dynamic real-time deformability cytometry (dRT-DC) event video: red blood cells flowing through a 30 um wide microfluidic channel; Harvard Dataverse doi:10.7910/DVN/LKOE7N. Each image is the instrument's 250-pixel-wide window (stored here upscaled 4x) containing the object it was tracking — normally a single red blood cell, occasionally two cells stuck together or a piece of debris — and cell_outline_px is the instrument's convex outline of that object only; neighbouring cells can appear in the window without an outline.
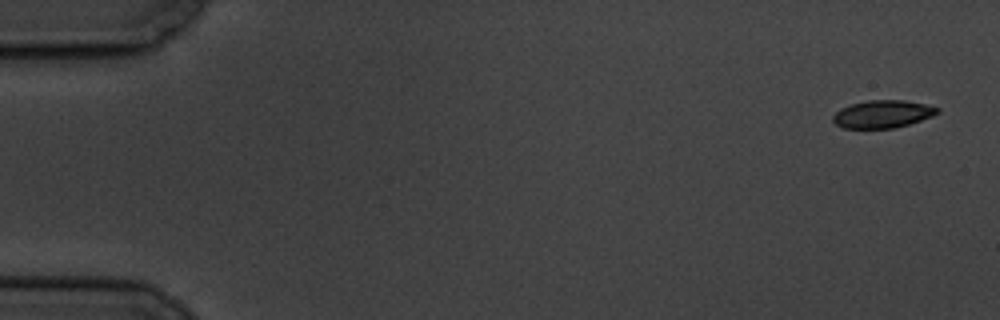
{"species": "common noctule bat (a hibernating species)", "species_latin": "Nyctalus noctula", "temperature_condition": "cold", "stored_images_in_passage": 6, "camera_frame_rate_fps": 3000, "um_per_image_px": 0.085, "animal": {"sex": "male", "body_mass_g": 19.5, "forearm_length_mm": 54.6}, "frame": {"image": 1, "passage_image": 1, "time_ms": 0.0, "image_size_px": [1000, 320], "cell_outline_px": [[940, 112], [932, 116], [908, 124], [892, 128], [844, 128], [836, 124], [832, 120], [832, 116], [840, 108], [852, 104], [868, 100], [904, 100], [924, 104], [940, 108]], "centroid_in_image_um": [75.01, 9.69], "position_along_channel_um": 10.0, "area_um2": 16.7}}
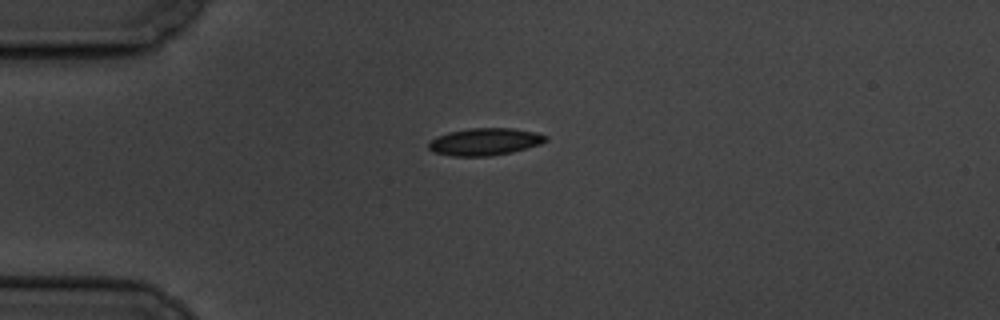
{"frame": {"image": 2, "passage_image": 4, "time_ms": 4.333, "image_size_px": [1000, 320], "cell_outline_px": [[548, 140], [540, 144], [512, 152], [488, 156], [452, 156], [432, 152], [428, 148], [428, 144], [436, 136], [448, 132], [468, 128], [512, 128], [536, 132], [548, 136]], "centroid_in_image_um": [41.2, 12.04], "position_along_channel_um": 43.8, "area_um2": 18.67}}
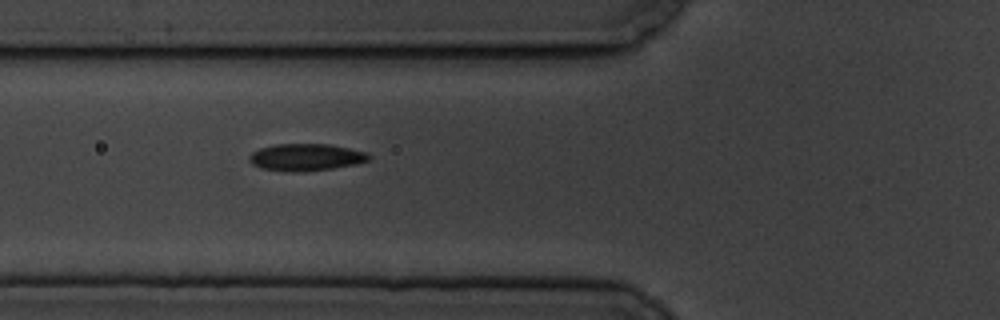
{"frame": {"image": 3, "passage_image": 6, "time_ms": 6.667, "image_size_px": [1000, 320], "cell_outline_px": [[372, 156], [368, 160], [356, 164], [332, 168], [304, 172], [288, 172], [260, 168], [252, 164], [248, 160], [248, 156], [252, 152], [260, 148], [276, 144], [328, 144], [368, 152]], "centroid_in_image_um": [25.99, 13.37], "position_along_channel_um": 99.8, "area_um2": 19.02}}